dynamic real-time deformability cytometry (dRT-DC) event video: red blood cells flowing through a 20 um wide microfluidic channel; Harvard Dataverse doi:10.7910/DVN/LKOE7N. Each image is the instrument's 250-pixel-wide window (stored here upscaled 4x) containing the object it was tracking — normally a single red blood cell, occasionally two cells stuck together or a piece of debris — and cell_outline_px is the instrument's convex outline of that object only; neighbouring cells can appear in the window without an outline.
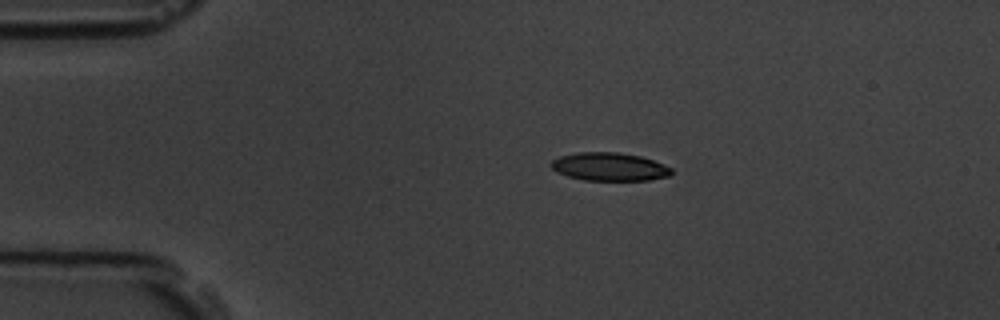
{"species": "common noctule bat (a hibernating species)", "species_latin": "Nyctalus noctula", "temperature_condition": "room temperature", "stored_images_in_passage": 6, "camera_frame_rate_fps": 3000, "um_per_image_px": 0.085, "animal": {"sex": "male", "body_mass_g": 19.5, "forearm_length_mm": 54.6}, "frame": {"image": 1, "passage_image": 3, "time_ms": 2.333, "image_size_px": [1000, 320], "cell_outline_px": [[672, 172], [668, 176], [648, 180], [584, 180], [568, 176], [556, 172], [548, 164], [552, 160], [560, 156], [580, 152], [616, 152], [640, 156], [664, 164], [672, 168]], "centroid_in_image_um": [51.77, 14.17], "position_along_channel_um": 33.2, "area_um2": 19.71}}
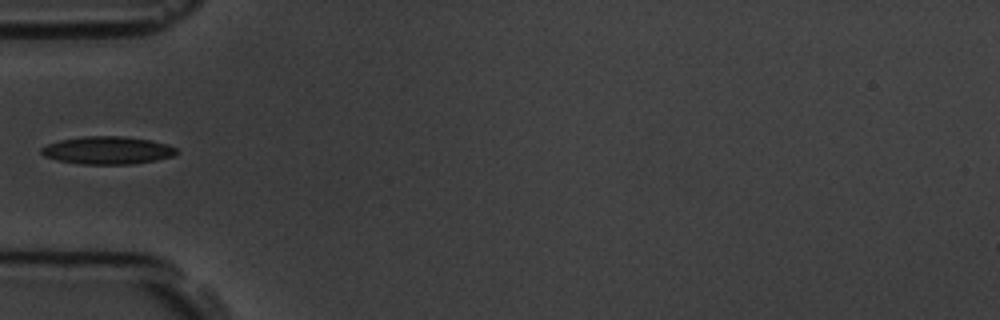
{"frame": {"image": 2, "passage_image": 5, "time_ms": 4.667, "image_size_px": [1000, 320], "cell_outline_px": [[180, 152], [176, 156], [156, 160], [132, 164], [80, 164], [60, 160], [44, 156], [40, 152], [40, 148], [48, 144], [60, 140], [84, 136], [124, 136], [152, 140], [168, 144], [176, 148]], "centroid_in_image_um": [9.2, 12.77], "position_along_channel_um": 75.8, "area_um2": 22.02}}
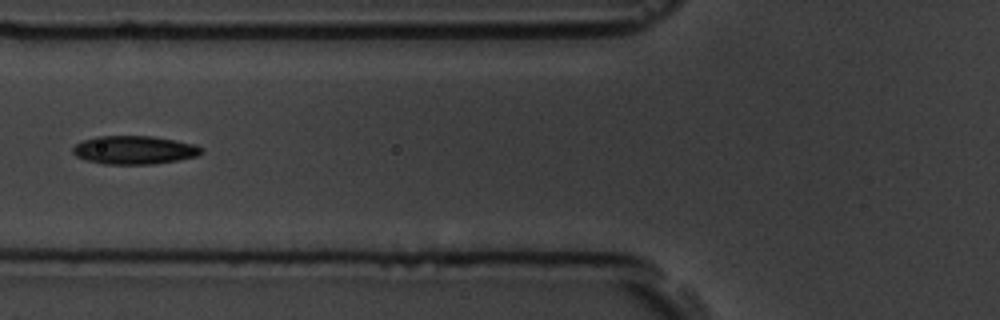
{"frame": {"image": 3, "passage_image": 6, "time_ms": 5.667, "image_size_px": [1000, 320], "cell_outline_px": [[204, 152], [196, 156], [176, 160], [152, 164], [104, 164], [88, 160], [76, 156], [72, 152], [72, 148], [76, 144], [84, 140], [96, 136], [152, 136], [176, 140], [196, 144], [204, 148]], "centroid_in_image_um": [11.44, 12.74], "position_along_channel_um": 114.4, "area_um2": 21.27}}